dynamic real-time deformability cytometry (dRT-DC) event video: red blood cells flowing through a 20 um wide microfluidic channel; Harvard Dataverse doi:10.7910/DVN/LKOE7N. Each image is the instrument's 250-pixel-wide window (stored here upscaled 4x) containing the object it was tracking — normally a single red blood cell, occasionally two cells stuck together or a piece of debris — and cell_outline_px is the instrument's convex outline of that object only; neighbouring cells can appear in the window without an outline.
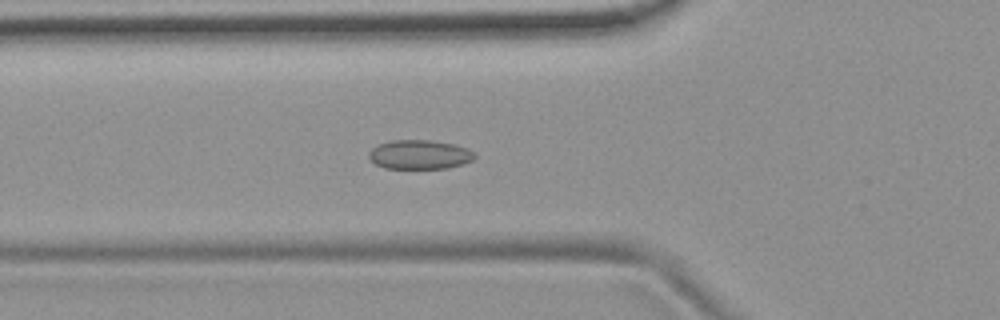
{"species": "common noctule bat (a hibernating species)", "species_latin": "Nyctalus noctula", "temperature_condition": "room temperature", "stored_images_in_passage": 55, "camera_frame_rate_fps": 3000, "um_per_image_px": 0.085, "animal": {"sex": "female", "body_mass_g": 19.9}, "frame": {"image": 1, "passage_image": 20, "time_ms": 6.333, "image_size_px": [1000, 320], "cell_outline_px": [[476, 156], [472, 160], [448, 168], [384, 168], [376, 164], [368, 156], [368, 152], [372, 148], [380, 144], [392, 140], [432, 140], [452, 144], [468, 148], [476, 152]], "centroid_in_image_um": [35.68, 13.13], "position_along_channel_um": 90.1, "area_um2": 17.92}}
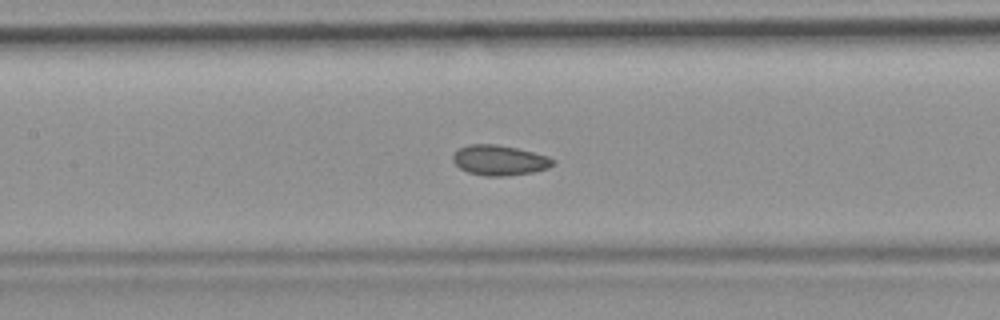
{"frame": {"image": 2, "passage_image": 26, "time_ms": 8.333, "image_size_px": [1000, 320], "cell_outline_px": [[556, 164], [548, 168], [532, 172], [504, 176], [484, 176], [468, 172], [460, 168], [452, 160], [452, 156], [460, 148], [468, 144], [496, 144], [516, 148], [548, 156], [556, 160]], "centroid_in_image_um": [42.47, 13.62], "position_along_channel_um": 164.9, "area_um2": 17.57}}
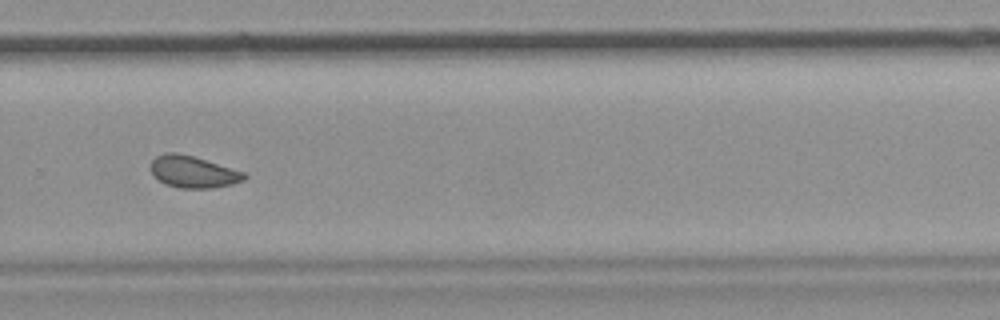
{"frame": {"image": 3, "passage_image": 38, "time_ms": 12.333, "image_size_px": [1000, 320], "cell_outline_px": [[248, 176], [244, 180], [232, 184], [212, 188], [180, 188], [164, 184], [152, 172], [152, 160], [156, 156], [164, 152], [176, 152], [192, 156], [244, 172]], "centroid_in_image_um": [16.42, 14.61], "position_along_channel_um": 313.4, "area_um2": 17.11}, "authors_computed_cell_mechanics": {"area_um2": 17.6868, "velocity_mm_per_s": 3.7261, "shape_relaxation_time_tau1_ms": null, "shape_relaxation_time_tau2_ms": 2.2106, "deformation_change_tau1": null, "deformation_change_tau2": 0.0622}}